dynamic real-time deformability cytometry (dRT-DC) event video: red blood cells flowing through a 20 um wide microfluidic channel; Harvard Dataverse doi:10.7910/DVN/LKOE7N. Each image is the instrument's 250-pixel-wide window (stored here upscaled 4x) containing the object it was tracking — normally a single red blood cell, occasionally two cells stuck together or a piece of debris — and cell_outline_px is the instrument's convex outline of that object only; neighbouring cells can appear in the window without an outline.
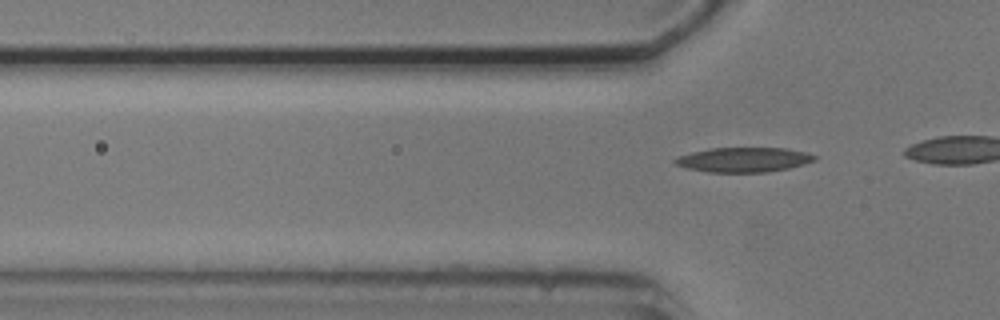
{"species": "common noctule bat (a hibernating species)", "species_latin": "Nyctalus noctula", "temperature_condition": "cold", "stored_images_in_passage": 3, "camera_frame_rate_fps": 3000, "um_per_image_px": 0.085, "animal": {"sex": "male", "body_mass_g": 20.5, "forearm_length_mm": 52.5}, "frame": {"image": 1, "passage_image": 3, "time_ms": 2.333, "image_size_px": [1000, 320], "cell_outline_px": [[816, 160], [804, 164], [788, 168], [768, 172], [708, 172], [688, 168], [676, 164], [672, 160], [680, 156], [692, 152], [712, 148], [788, 148], [804, 152], [816, 156]], "centroid_in_image_um": [63.23, 13.57], "position_along_channel_um": 62.6, "area_um2": 19.88}}